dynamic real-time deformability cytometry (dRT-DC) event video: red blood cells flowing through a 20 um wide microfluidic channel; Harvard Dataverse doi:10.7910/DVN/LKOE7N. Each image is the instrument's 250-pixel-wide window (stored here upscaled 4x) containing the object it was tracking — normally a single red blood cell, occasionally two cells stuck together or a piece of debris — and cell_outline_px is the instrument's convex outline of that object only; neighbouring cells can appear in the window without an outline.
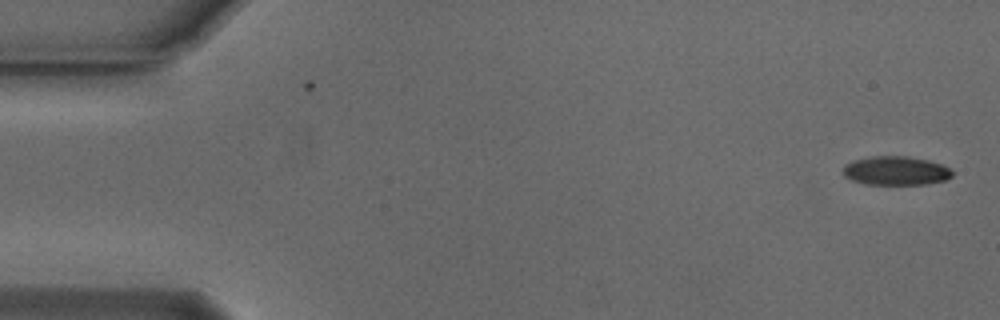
{"species": "Egyptian fruit bat (a non-hibernating species)", "species_latin": "Rousettus aegyptiacus", "temperature_condition": "cold", "stored_images_in_passage": 54, "camera_frame_rate_fps": 3000, "um_per_image_px": 0.085, "animal": {"sex": "male"}, "frame": {"image": 1, "passage_image": 1, "time_ms": 0.0, "image_size_px": [1000, 320], "cell_outline_px": [[952, 176], [944, 180], [924, 184], [864, 184], [852, 180], [844, 176], [844, 164], [856, 160], [872, 156], [908, 156], [928, 160], [940, 164], [948, 168], [952, 172]], "centroid_in_image_um": [76.12, 14.51], "position_along_channel_um": 8.9, "area_um2": 18.15}}
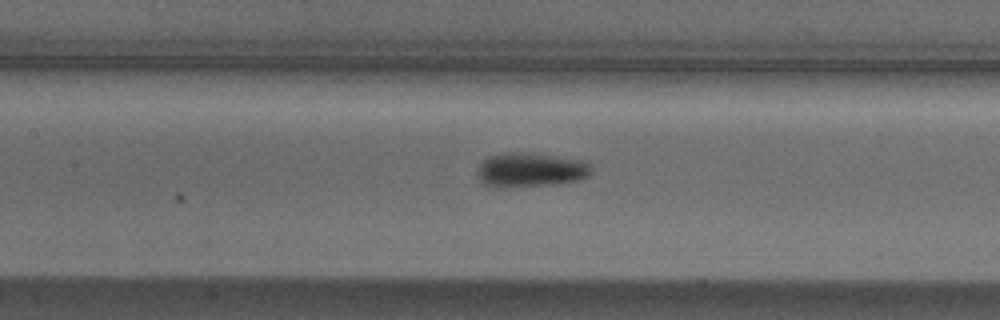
{"frame": {"image": 2, "passage_image": 24, "time_ms": 7.667, "image_size_px": [1000, 320], "cell_outline_px": [[592, 172], [588, 176], [580, 180], [552, 184], [484, 184], [480, 180], [476, 172], [480, 164], [488, 156], [512, 152], [520, 152], [588, 160], [592, 168]], "centroid_in_image_um": [45.19, 14.38], "position_along_channel_um": 162.2, "area_um2": 21.91}}
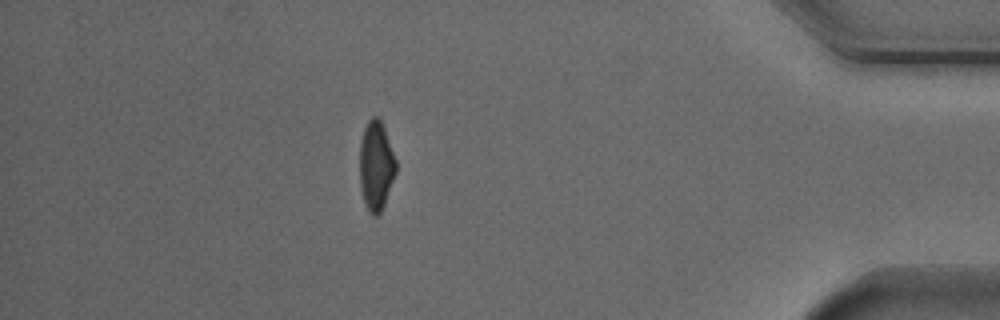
{"frame": {"image": 3, "passage_image": 47, "time_ms": 15.333, "image_size_px": [1000, 320], "cell_outline_px": [[396, 172], [384, 204], [380, 212], [376, 216], [372, 216], [368, 212], [364, 200], [360, 184], [360, 144], [364, 128], [368, 120], [372, 116], [380, 116], [396, 160]], "centroid_in_image_um": [31.96, 14.05], "position_along_channel_um": 403.2, "area_um2": 18.84}, "authors_computed_cell_mechanics": {"area_um2": 19.6809, "velocity_mm_per_s": 3.7699, "shape_relaxation_time_tau1_ms": 3.3324, "shape_relaxation_time_tau2_ms": null, "deformation_change_tau1": 0.1281, "deformation_change_tau2": null}}